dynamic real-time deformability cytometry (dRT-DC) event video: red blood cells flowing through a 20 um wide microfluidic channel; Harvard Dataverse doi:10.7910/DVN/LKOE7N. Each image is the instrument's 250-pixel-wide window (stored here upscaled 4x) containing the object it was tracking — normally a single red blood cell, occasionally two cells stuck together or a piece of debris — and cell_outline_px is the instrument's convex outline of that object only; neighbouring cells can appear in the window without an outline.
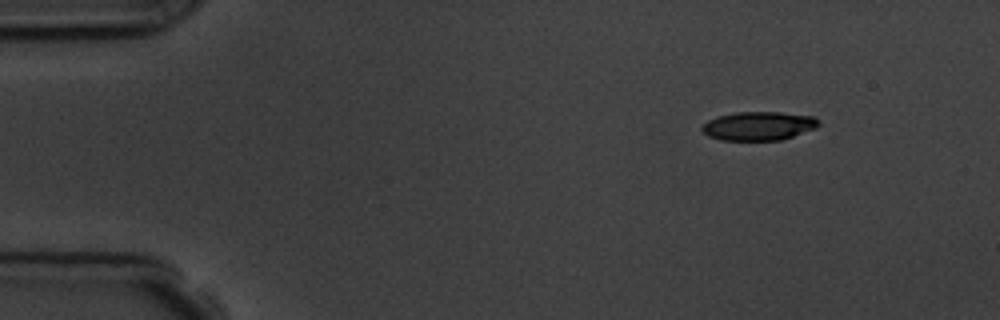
{"species": "common noctule bat (a hibernating species)", "species_latin": "Nyctalus noctula", "temperature_condition": "room temperature", "stored_images_in_passage": 3, "camera_frame_rate_fps": 3000, "um_per_image_px": 0.085, "animal": {"sex": "male", "body_mass_g": 19.5, "forearm_length_mm": 54.6}, "frame": {"image": 1, "passage_image": 1, "time_ms": 0.0, "image_size_px": [1000, 320], "cell_outline_px": [[820, 124], [816, 128], [780, 140], [720, 140], [708, 136], [700, 128], [708, 120], [716, 116], [736, 112], [780, 112], [812, 116]], "centroid_in_image_um": [64.44, 10.7], "position_along_channel_um": 20.6, "area_um2": 19.42}}